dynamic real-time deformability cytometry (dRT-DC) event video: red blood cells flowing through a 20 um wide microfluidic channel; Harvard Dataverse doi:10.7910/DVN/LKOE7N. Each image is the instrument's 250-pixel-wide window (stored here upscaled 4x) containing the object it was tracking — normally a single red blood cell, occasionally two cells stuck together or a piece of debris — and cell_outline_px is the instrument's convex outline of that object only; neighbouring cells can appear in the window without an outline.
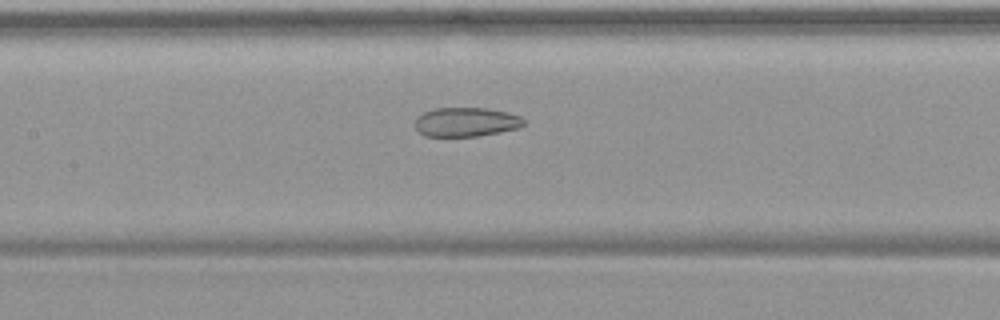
{"species": "common noctule bat (a hibernating species)", "species_latin": "Nyctalus noctula", "temperature_condition": "warm", "stored_images_in_passage": 54, "camera_frame_rate_fps": 3000, "um_per_image_px": 0.085, "animal": {"sex": "female", "body_mass_g": 19.9}, "frame": {"image": 1, "passage_image": 26, "time_ms": 8.333, "image_size_px": [1000, 320], "cell_outline_px": [[524, 124], [520, 128], [500, 132], [476, 136], [424, 136], [412, 124], [416, 116], [424, 112], [436, 108], [488, 108], [508, 112], [520, 116], [524, 120]], "centroid_in_image_um": [39.59, 10.37], "position_along_channel_um": 167.8, "area_um2": 18.67}}
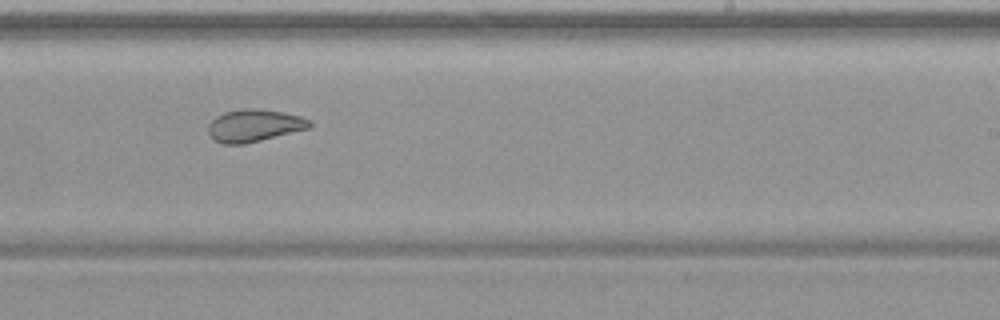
{"frame": {"image": 2, "passage_image": 34, "time_ms": 11.0, "image_size_px": [1000, 320], "cell_outline_px": [[312, 124], [308, 128], [244, 144], [224, 144], [216, 140], [208, 132], [208, 124], [216, 116], [224, 112], [244, 108], [260, 108], [284, 112], [300, 116], [312, 120]], "centroid_in_image_um": [21.61, 10.65], "position_along_channel_um": 267.4, "area_um2": 19.02}}
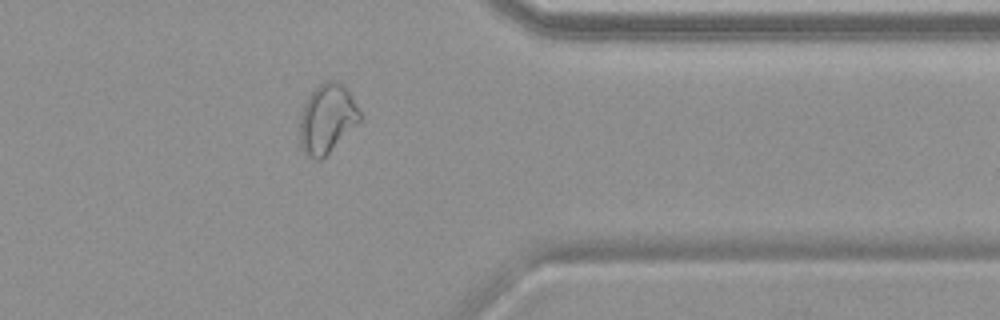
{"frame": {"image": 3, "passage_image": 44, "time_ms": 14.333, "image_size_px": [1000, 320], "cell_outline_px": [[360, 120], [320, 160], [316, 160], [308, 156], [300, 148], [300, 116], [304, 104], [308, 96], [324, 80], [336, 80], [344, 84], [348, 88], [360, 112]], "centroid_in_image_um": [27.78, 10.05], "position_along_channel_um": 383.6, "area_um2": 23.93}, "authors_computed_cell_mechanics": {"area_um2": 24.9696, "velocity_mm_per_s": 3.7517, "shape_relaxation_time_tau1_ms": null, "shape_relaxation_time_tau2_ms": 4.233, "deformation_change_tau1": null, "deformation_change_tau2": 0.1115}}